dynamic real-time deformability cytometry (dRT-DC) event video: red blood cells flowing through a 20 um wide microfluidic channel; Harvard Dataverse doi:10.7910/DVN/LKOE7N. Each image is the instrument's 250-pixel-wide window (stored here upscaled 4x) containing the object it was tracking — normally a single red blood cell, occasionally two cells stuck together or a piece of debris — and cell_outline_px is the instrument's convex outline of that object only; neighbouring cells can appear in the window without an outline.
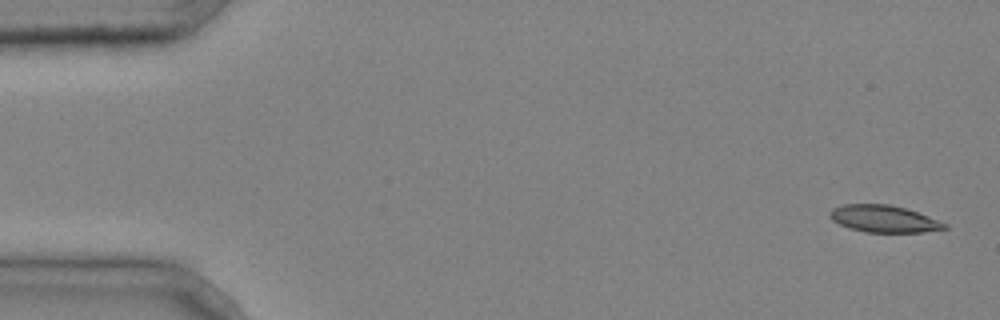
{"species": "common noctule bat (a hibernating species)", "species_latin": "Nyctalus noctula", "temperature_condition": "cold", "stored_images_in_passage": 4, "camera_frame_rate_fps": 3000, "um_per_image_px": 0.085, "animal": {"sex": "male", "body_mass_g": 20.4}, "frame": {"image": 1, "passage_image": 1, "time_ms": 0.0, "image_size_px": [1000, 320], "cell_outline_px": [[948, 228], [920, 232], [864, 232], [848, 228], [832, 220], [828, 216], [828, 212], [832, 208], [844, 204], [888, 204], [904, 208], [928, 216], [948, 224]], "centroid_in_image_um": [75.08, 18.6], "position_along_channel_um": 9.9, "area_um2": 18.03}}
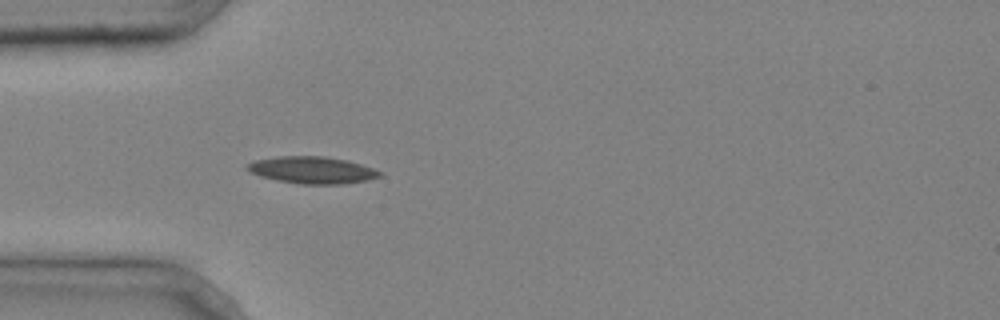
{"frame": {"image": 2, "passage_image": 4, "time_ms": 1.0, "image_size_px": [1000, 320], "cell_outline_px": [[384, 172], [380, 176], [368, 180], [344, 184], [300, 184], [276, 180], [260, 176], [248, 172], [244, 168], [252, 160], [276, 156], [324, 156], [348, 160]], "centroid_in_image_um": [26.49, 14.45], "position_along_channel_um": 58.5, "area_um2": 21.1}}